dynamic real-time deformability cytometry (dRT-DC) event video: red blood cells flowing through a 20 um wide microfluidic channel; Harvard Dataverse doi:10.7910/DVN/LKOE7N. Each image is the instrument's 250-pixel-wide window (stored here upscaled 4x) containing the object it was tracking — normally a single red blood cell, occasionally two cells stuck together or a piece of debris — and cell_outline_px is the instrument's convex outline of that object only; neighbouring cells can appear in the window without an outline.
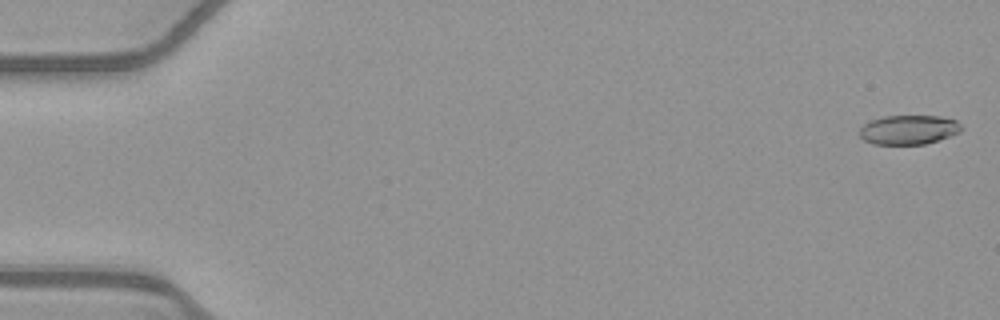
{"species": "common noctule bat (a hibernating species)", "species_latin": "Nyctalus noctula", "temperature_condition": "warm", "stored_images_in_passage": 16, "camera_frame_rate_fps": 3000, "um_per_image_px": 0.085, "animal": {"sex": "female", "body_mass_g": 21.9}, "frame": {"image": 1, "passage_image": 2, "time_ms": 0.333, "image_size_px": [1000, 320], "cell_outline_px": [[964, 128], [960, 132], [924, 144], [872, 144], [864, 140], [860, 136], [860, 128], [864, 124], [872, 120], [884, 116], [940, 116], [956, 120]], "centroid_in_image_um": [77.24, 11.02], "position_along_channel_um": 7.8, "area_um2": 17.28}}
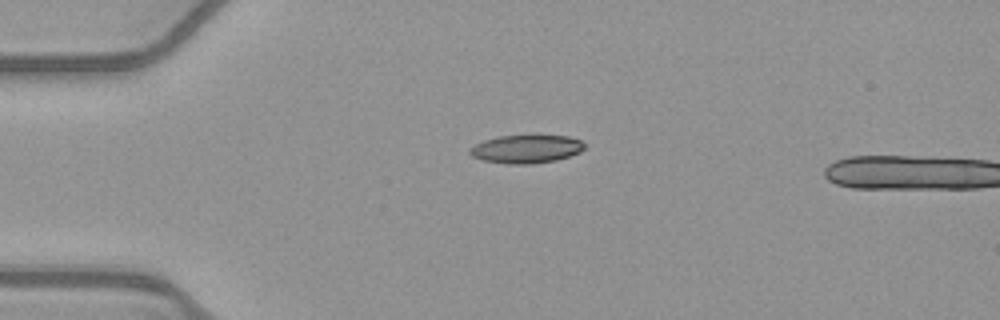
{"frame": {"image": 2, "passage_image": 14, "time_ms": 4.333, "image_size_px": [1000, 320], "cell_outline_px": [[584, 148], [580, 152], [556, 160], [532, 164], [508, 164], [480, 160], [472, 156], [468, 152], [468, 148], [484, 140], [500, 136], [568, 136], [580, 140], [584, 144]], "centroid_in_image_um": [44.69, 12.68], "position_along_channel_um": 40.3, "area_um2": 18.79}}